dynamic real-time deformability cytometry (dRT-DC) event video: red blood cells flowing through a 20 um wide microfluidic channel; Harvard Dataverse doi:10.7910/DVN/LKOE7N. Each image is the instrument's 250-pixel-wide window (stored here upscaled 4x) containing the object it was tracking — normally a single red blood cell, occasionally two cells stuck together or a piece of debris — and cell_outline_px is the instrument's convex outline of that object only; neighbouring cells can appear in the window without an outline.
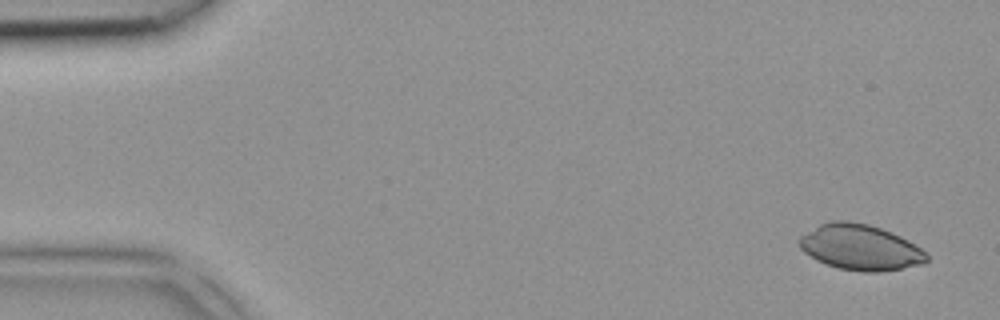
{"species": "common noctule bat (a hibernating species)", "species_latin": "Nyctalus noctula", "temperature_condition": "room temperature", "stored_images_in_passage": 4, "camera_frame_rate_fps": 3000, "um_per_image_px": 0.085, "animal": {"sex": "female", "body_mass_g": 18.4}, "frame": {"image": 1, "passage_image": 1, "time_ms": 0.0, "image_size_px": [1000, 320], "cell_outline_px": [[928, 260], [924, 264], [880, 272], [864, 272], [840, 268], [816, 260], [804, 252], [800, 248], [796, 240], [800, 236], [820, 224], [832, 220], [844, 220], [868, 224], [892, 232], [908, 240], [920, 248], [928, 256]], "centroid_in_image_um": [73.11, 21.02], "position_along_channel_um": 11.9, "area_um2": 33.81}}